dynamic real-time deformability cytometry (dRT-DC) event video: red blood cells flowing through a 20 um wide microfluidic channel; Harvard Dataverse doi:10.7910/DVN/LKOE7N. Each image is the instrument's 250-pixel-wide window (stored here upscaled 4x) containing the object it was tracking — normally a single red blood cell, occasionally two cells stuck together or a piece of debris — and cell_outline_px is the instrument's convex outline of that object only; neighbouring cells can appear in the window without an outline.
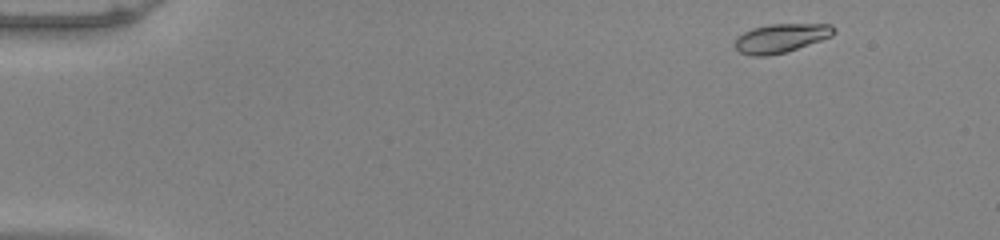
{"species": "common noctule bat (a hibernating species)", "species_latin": "Nyctalus noctula", "temperature_condition": "warm", "stored_images_in_passage": 49, "camera_frame_rate_fps": 3000, "um_per_image_px": 0.085, "animal": {"sex": "male", "body_mass_g": 20.0, "forearm_length_mm": 53.3}, "frame": {"image": 1, "passage_image": 2, "time_ms": 0.333, "image_size_px": [1000, 240], "cell_outline_px": [[836, 32], [832, 36], [784, 52], [768, 56], [752, 56], [740, 52], [736, 48], [736, 36], [752, 28], [768, 24], [832, 24], [836, 28]], "centroid_in_image_um": [66.38, 3.22], "position_along_channel_um": 18.6, "area_um2": 16.53}}
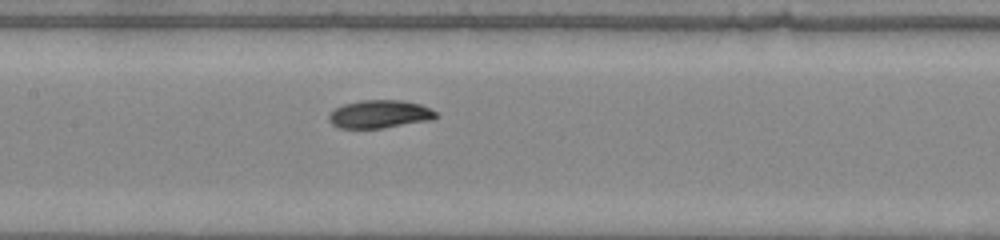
{"frame": {"image": 2, "passage_image": 23, "time_ms": 7.333, "image_size_px": [1000, 240], "cell_outline_px": [[440, 116], [432, 120], [384, 128], [340, 128], [332, 124], [328, 120], [328, 116], [336, 108], [344, 104], [360, 100], [400, 100], [420, 104], [436, 112]], "centroid_in_image_um": [32.29, 9.71], "position_along_channel_um": 175.1, "area_um2": 17.51}}
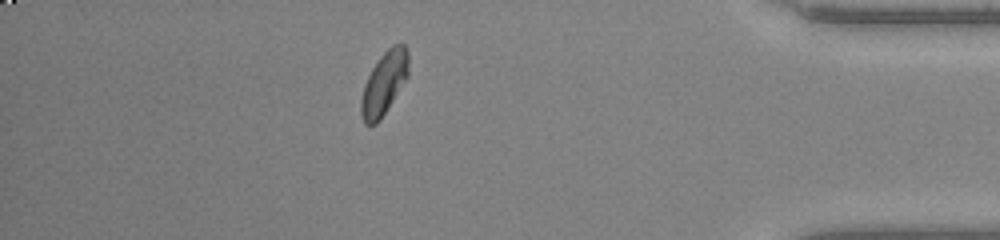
{"frame": {"image": 3, "passage_image": 43, "time_ms": 14.0, "image_size_px": [1000, 240], "cell_outline_px": [[408, 76], [380, 120], [376, 124], [364, 124], [360, 112], [360, 100], [364, 84], [372, 68], [380, 56], [392, 44], [404, 44], [408, 52]], "centroid_in_image_um": [32.63, 7.07], "position_along_channel_um": 402.6, "area_um2": 17.34}, "authors_computed_cell_mechanics": {"area_um2": 17.1088, "velocity_mm_per_s": 3.947, "shape_relaxation_time_tau1_ms": 3.6106, "shape_relaxation_time_tau2_ms": 6.5892, "deformation_change_tau1": 0.1534, "deformation_change_tau2": 0.0529}}